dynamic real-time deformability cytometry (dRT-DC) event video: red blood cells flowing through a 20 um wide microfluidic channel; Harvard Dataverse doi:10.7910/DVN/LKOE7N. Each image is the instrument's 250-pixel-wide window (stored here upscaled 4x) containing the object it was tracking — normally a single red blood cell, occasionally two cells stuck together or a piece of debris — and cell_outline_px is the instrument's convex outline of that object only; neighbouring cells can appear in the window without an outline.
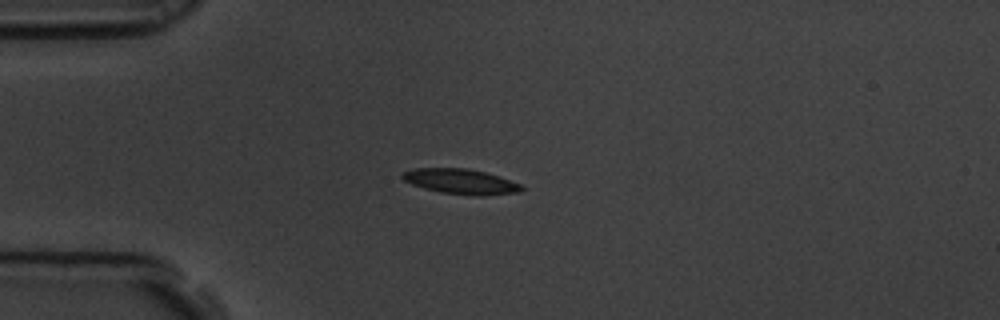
{"species": "common noctule bat (a hibernating species)", "species_latin": "Nyctalus noctula", "temperature_condition": "room temperature", "stored_images_in_passage": 43, "camera_frame_rate_fps": 3000, "um_per_image_px": 0.085, "animal": {"sex": "male", "body_mass_g": 19.5, "forearm_length_mm": 54.6}, "frame": {"image": 1, "passage_image": 1, "time_ms": 0.0, "image_size_px": [1000, 320], "cell_outline_px": [[524, 188], [520, 192], [484, 196], [472, 196], [440, 192], [424, 188], [412, 184], [404, 180], [400, 176], [404, 172], [416, 168], [468, 168], [500, 176], [520, 184]], "centroid_in_image_um": [39.19, 15.44], "position_along_channel_um": 45.8, "area_um2": 17.51}}
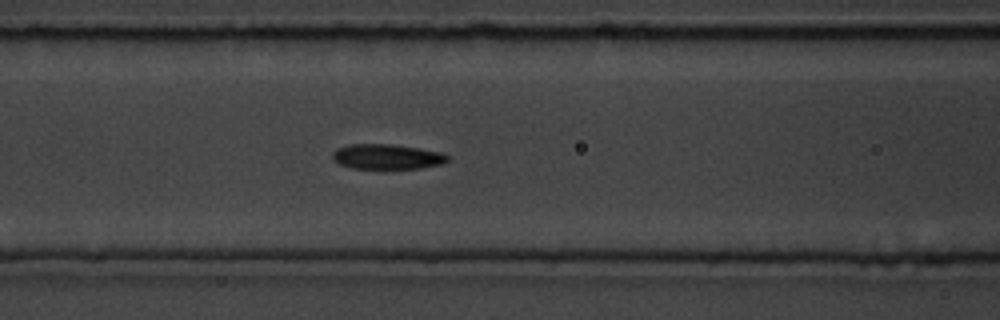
{"frame": {"image": 2, "passage_image": 10, "time_ms": 3.0, "image_size_px": [1000, 320], "cell_outline_px": [[448, 160], [444, 164], [420, 168], [388, 172], [380, 172], [352, 168], [340, 164], [332, 160], [332, 152], [336, 148], [348, 144], [392, 144], [420, 148], [440, 152], [448, 156]], "centroid_in_image_um": [32.86, 13.37], "position_along_channel_um": 133.7, "area_um2": 17.98}}
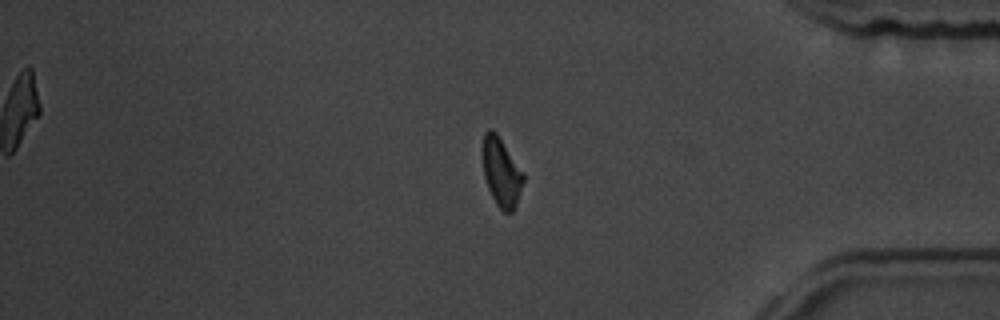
{"frame": {"image": 3, "passage_image": 34, "time_ms": 11.0, "image_size_px": [1000, 320], "cell_outline_px": [[524, 180], [516, 204], [512, 212], [504, 212], [496, 204], [488, 188], [484, 176], [480, 148], [484, 132], [488, 128], [492, 128], [496, 132], [524, 172]], "centroid_in_image_um": [42.57, 14.56], "position_along_channel_um": 392.6, "area_um2": 16.65}, "authors_computed_cell_mechanics": {"area_um2": 16.762, "velocity_mm_per_s": 3.5466, "shape_relaxation_time_tau1_ms": 2.5602, "shape_relaxation_time_tau2_ms": 3.8152, "deformation_change_tau1": 0.1125, "deformation_change_tau2": 0.0984}}